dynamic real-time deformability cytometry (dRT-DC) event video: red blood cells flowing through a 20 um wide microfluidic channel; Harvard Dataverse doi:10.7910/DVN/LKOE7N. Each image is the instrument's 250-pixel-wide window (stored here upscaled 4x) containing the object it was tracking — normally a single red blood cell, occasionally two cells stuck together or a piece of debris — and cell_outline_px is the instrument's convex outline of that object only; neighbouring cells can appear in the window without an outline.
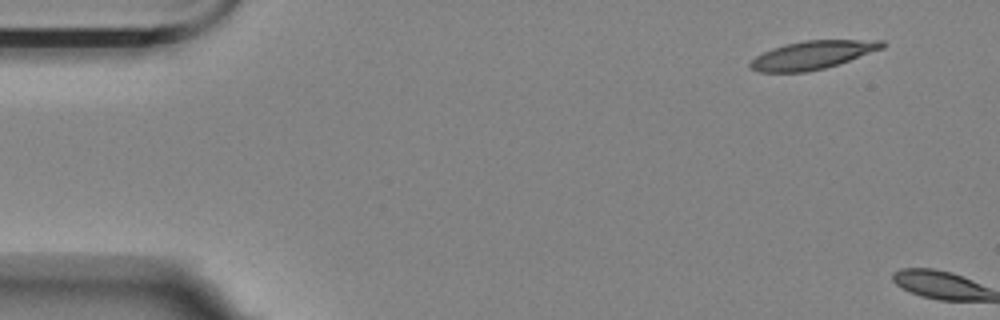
{"species": "Egyptian fruit bat (a non-hibernating species)", "species_latin": "Rousettus aegyptiacus", "temperature_condition": "room temperature", "stored_images_in_passage": 2, "camera_frame_rate_fps": 3000, "um_per_image_px": 0.085, "animal": {"sex": "female"}, "frame": {"image": 1, "passage_image": 1, "time_ms": 0.0, "image_size_px": [1000, 320], "cell_outline_px": [[888, 44], [884, 48], [824, 68], [804, 72], [760, 72], [748, 68], [748, 64], [756, 56], [772, 48], [784, 44], [804, 40], [884, 40]], "centroid_in_image_um": [69.05, 4.66], "position_along_channel_um": 16.0, "area_um2": 21.68}}